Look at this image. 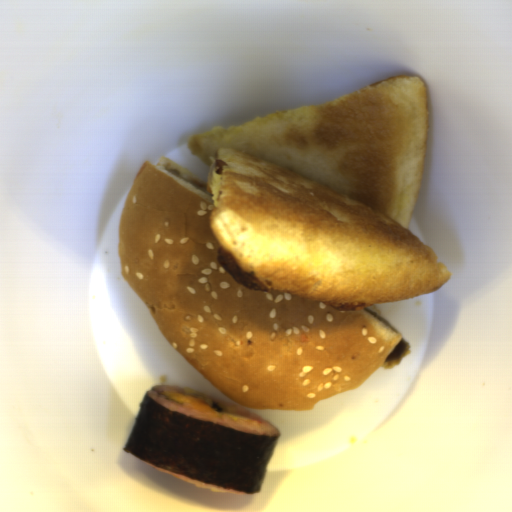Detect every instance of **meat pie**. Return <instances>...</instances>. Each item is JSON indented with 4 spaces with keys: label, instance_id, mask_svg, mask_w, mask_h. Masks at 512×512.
I'll list each match as a JSON object with an SVG mask.
<instances>
[{
    "label": "meat pie",
    "instance_id": "1",
    "mask_svg": "<svg viewBox=\"0 0 512 512\" xmlns=\"http://www.w3.org/2000/svg\"><path fill=\"white\" fill-rule=\"evenodd\" d=\"M410 352V343L402 338L383 361V366L392 368Z\"/></svg>",
    "mask_w": 512,
    "mask_h": 512
},
{
    "label": "meat pie",
    "instance_id": "2",
    "mask_svg": "<svg viewBox=\"0 0 512 512\" xmlns=\"http://www.w3.org/2000/svg\"><path fill=\"white\" fill-rule=\"evenodd\" d=\"M363 310H365L366 312H368L369 314H371L373 317H375L376 319H378L380 322H382L383 324H385L386 326H388L390 329H392L393 331H395L396 333L398 332L392 325H390L383 317H381L380 315H378L377 313L373 312L372 310H370L369 308L367 307H364L362 308Z\"/></svg>",
    "mask_w": 512,
    "mask_h": 512
}]
</instances>
